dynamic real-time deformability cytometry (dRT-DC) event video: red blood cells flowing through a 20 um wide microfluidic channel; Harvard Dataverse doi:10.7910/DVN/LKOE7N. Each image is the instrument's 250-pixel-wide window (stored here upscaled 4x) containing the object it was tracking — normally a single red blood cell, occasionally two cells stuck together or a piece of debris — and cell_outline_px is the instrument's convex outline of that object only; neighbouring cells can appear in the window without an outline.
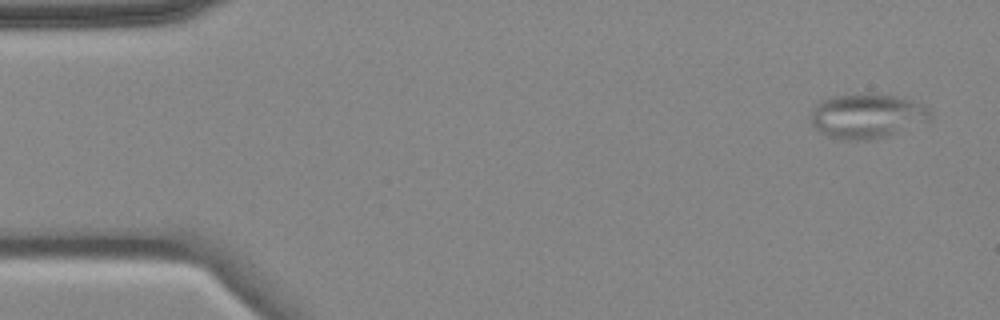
{"species": "common noctule bat (a hibernating species)", "species_latin": "Nyctalus noctula", "temperature_condition": "cold", "stored_images_in_passage": 4, "camera_frame_rate_fps": 3000, "um_per_image_px": 0.085, "animal": {"sex": "female", "body_mass_g": 18.4}, "frame": {"image": 1, "passage_image": 1, "time_ms": 0.0, "image_size_px": [1000, 320], "cell_outline_px": [[932, 120], [888, 136], [876, 140], [840, 140], [828, 136], [820, 132], [812, 124], [812, 112], [816, 104], [820, 100], [832, 96], [856, 92], [876, 92], [896, 96], [912, 100], [924, 104], [932, 108]], "centroid_in_image_um": [73.75, 9.83], "position_along_channel_um": 11.2, "area_um2": 32.14}}